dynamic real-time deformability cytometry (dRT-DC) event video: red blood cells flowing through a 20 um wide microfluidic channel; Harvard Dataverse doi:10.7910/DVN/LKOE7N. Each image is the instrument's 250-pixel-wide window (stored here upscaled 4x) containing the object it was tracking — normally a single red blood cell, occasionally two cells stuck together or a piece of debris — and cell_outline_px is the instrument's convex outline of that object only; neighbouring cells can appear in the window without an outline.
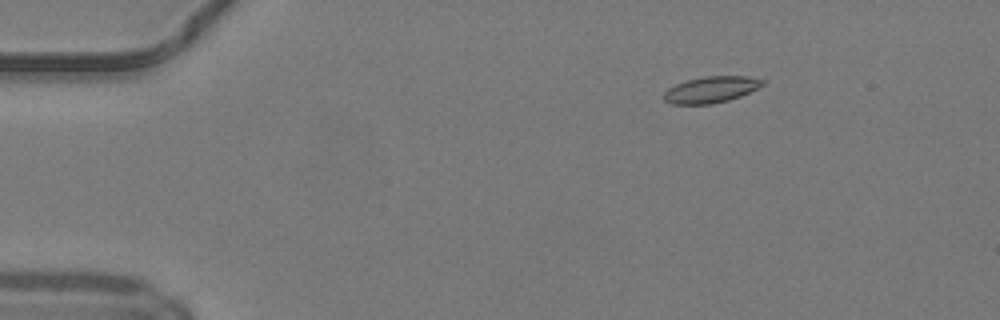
{"species": "common noctule bat (a hibernating species)", "species_latin": "Nyctalus noctula", "temperature_condition": "warm", "stored_images_in_passage": 46, "camera_frame_rate_fps": 3000, "um_per_image_px": 0.085, "animal": {"sex": "male", "body_mass_g": 19.2, "forearm_length_mm": 51.8}, "frame": {"image": 1, "passage_image": 4, "time_ms": 1.0, "image_size_px": [1000, 320], "cell_outline_px": [[764, 84], [740, 96], [728, 100], [712, 104], [672, 104], [664, 100], [664, 92], [668, 88], [676, 84], [688, 80], [704, 76], [748, 76], [764, 80]], "centroid_in_image_um": [60.42, 7.61], "position_along_channel_um": 24.6, "area_um2": 14.97}}
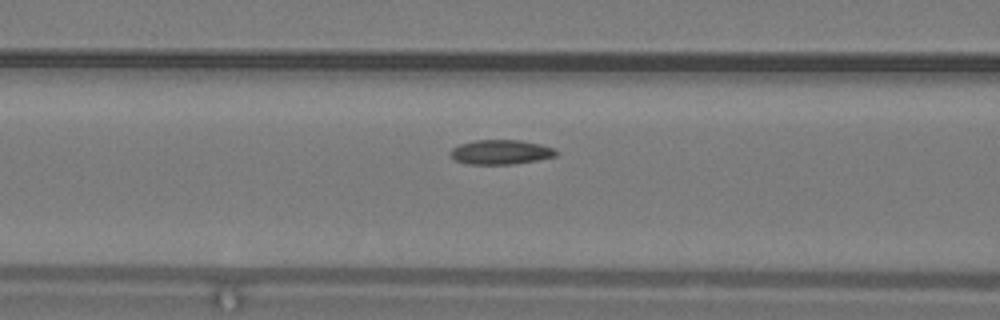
{"frame": {"image": 2, "passage_image": 17, "time_ms": 5.333, "image_size_px": [1000, 320], "cell_outline_px": [[560, 152], [556, 156], [536, 160], [512, 164], [468, 164], [456, 160], [448, 152], [452, 148], [460, 144], [476, 140], [520, 140], [540, 144], [552, 148]], "centroid_in_image_um": [42.56, 12.92], "position_along_channel_um": 124.0, "area_um2": 15.03}}
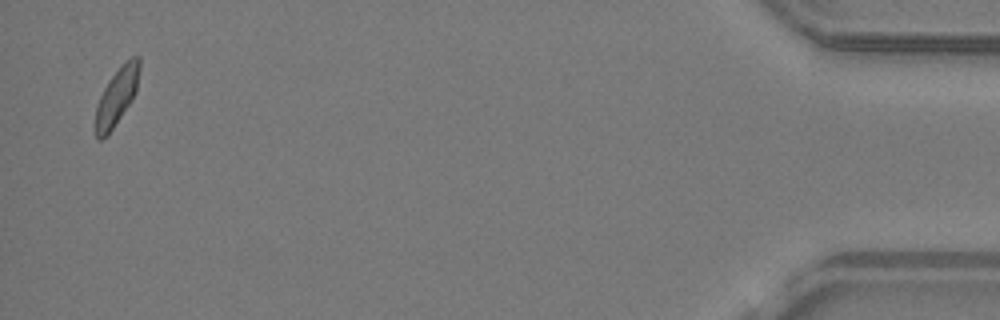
{"frame": {"image": 3, "passage_image": 45, "time_ms": 14.667, "image_size_px": [1000, 320], "cell_outline_px": [[140, 68], [136, 92], [132, 100], [108, 136], [100, 140], [96, 140], [96, 108], [100, 96], [108, 80], [132, 56], [140, 56]], "centroid_in_image_um": [9.93, 8.24], "position_along_channel_um": 425.3, "area_um2": 14.51}, "authors_computed_cell_mechanics": {"area_um2": 15.028, "velocity_mm_per_s": 4.1809, "shape_relaxation_time_tau1_ms": 6.7252, "shape_relaxation_time_tau2_ms": 3.2049, "deformation_change_tau1": 0.1458, "deformation_change_tau2": 0.0716}}